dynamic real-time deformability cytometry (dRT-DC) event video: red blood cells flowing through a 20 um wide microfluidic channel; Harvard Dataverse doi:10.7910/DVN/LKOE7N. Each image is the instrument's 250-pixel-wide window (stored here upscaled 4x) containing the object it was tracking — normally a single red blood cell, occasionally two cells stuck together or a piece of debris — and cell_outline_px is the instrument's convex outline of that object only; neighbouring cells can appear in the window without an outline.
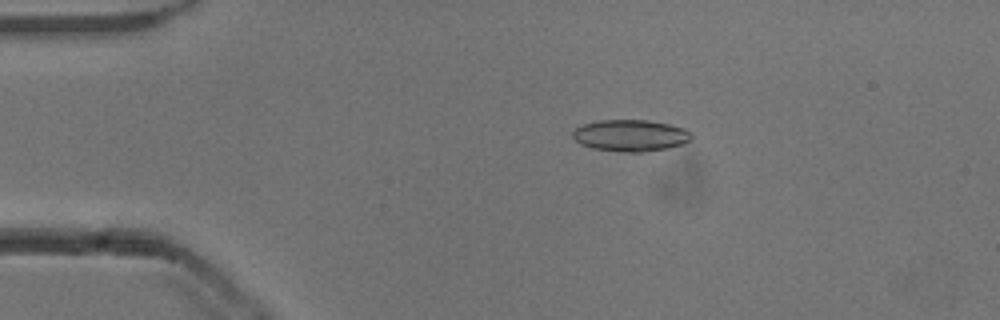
{"species": "common noctule bat (a hibernating species)", "species_latin": "Nyctalus noctula", "temperature_condition": "cold", "stored_images_in_passage": 54, "camera_frame_rate_fps": 3000, "um_per_image_px": 0.085, "animal": {"sex": "male", "body_mass_g": 13.3}, "frame": {"image": 1, "passage_image": 11, "time_ms": 3.333, "image_size_px": [1000, 320], "cell_outline_px": [[692, 136], [684, 144], [668, 148], [640, 152], [624, 152], [592, 148], [580, 144], [572, 136], [572, 132], [576, 128], [584, 124], [600, 120], [648, 120], [668, 124], [684, 128]], "centroid_in_image_um": [53.57, 11.52], "position_along_channel_um": 31.4, "area_um2": 21.73}}
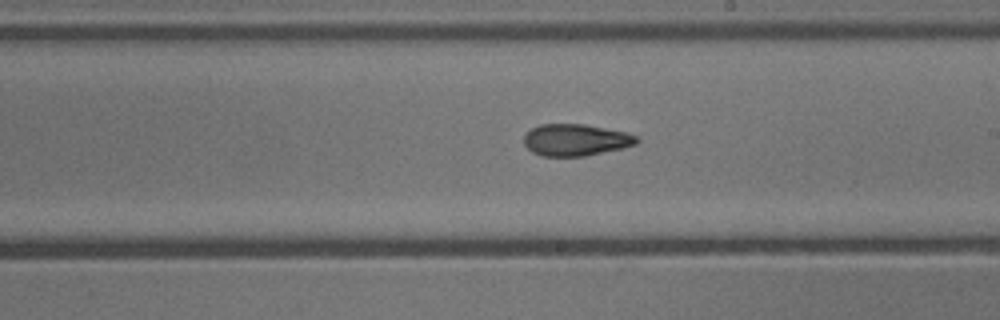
{"frame": {"image": 2, "passage_image": 31, "time_ms": 10.0, "image_size_px": [1000, 320], "cell_outline_px": [[640, 140], [636, 144], [624, 148], [584, 156], [544, 156], [532, 152], [524, 144], [524, 136], [532, 128], [540, 124], [584, 124], [624, 132], [640, 136]], "centroid_in_image_um": [48.96, 11.89], "position_along_channel_um": 240.0, "area_um2": 20.87}}
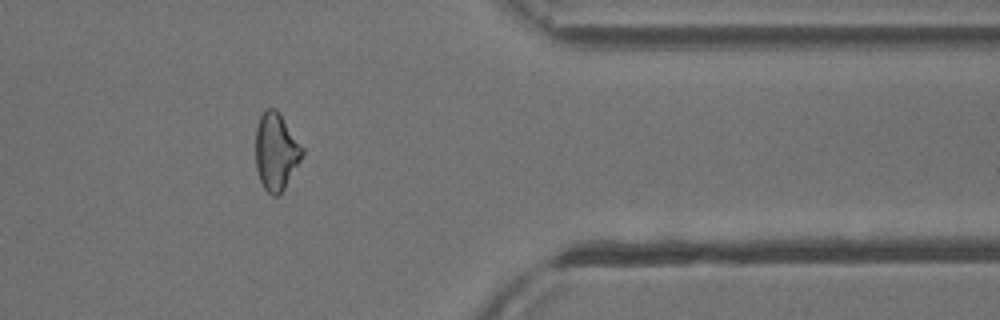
{"frame": {"image": 3, "passage_image": 44, "time_ms": 14.333, "image_size_px": [1000, 320], "cell_outline_px": [[304, 152], [300, 160], [280, 196], [272, 196], [264, 188], [260, 180], [256, 168], [256, 128], [260, 116], [268, 108], [276, 108], [304, 148]], "centroid_in_image_um": [23.46, 12.9], "position_along_channel_um": 387.9, "area_um2": 20.87}, "authors_computed_cell_mechanics": {"area_um2": 21.2126, "velocity_mm_per_s": 3.8507, "shape_relaxation_time_tau1_ms": 10.0588, "shape_relaxation_time_tau2_ms": 4.7384, "deformation_change_tau1": 0.2137, "deformation_change_tau2": 0.1324}}